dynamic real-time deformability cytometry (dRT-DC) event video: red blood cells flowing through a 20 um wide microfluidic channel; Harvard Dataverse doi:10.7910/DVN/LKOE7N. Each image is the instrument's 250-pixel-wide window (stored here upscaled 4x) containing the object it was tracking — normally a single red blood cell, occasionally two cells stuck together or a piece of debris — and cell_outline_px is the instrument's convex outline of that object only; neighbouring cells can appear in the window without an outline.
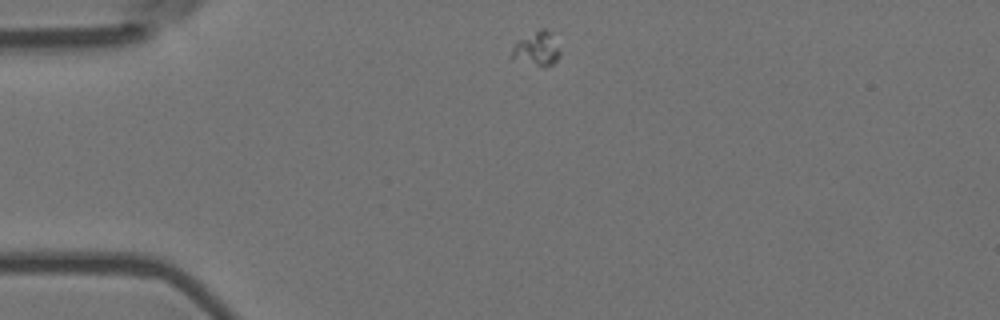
{"species": "Egyptian fruit bat (a non-hibernating species)", "species_latin": "Rousettus aegyptiacus", "temperature_condition": "room temperature", "stored_images_in_passage": 45, "camera_frame_rate_fps": 3000, "um_per_image_px": 0.085, "animal": {"sex": "female"}, "frame": {"image": 1, "passage_image": 1, "time_ms": 0.0, "image_size_px": [1000, 320], "cell_outline_px": [[560, 56], [552, 64], [544, 68], [512, 60], [508, 56], [516, 40], [540, 28], [552, 32], [560, 52]], "centroid_in_image_um": [45.56, 4.17], "position_along_channel_um": 39.4, "area_um2": 10.06}}